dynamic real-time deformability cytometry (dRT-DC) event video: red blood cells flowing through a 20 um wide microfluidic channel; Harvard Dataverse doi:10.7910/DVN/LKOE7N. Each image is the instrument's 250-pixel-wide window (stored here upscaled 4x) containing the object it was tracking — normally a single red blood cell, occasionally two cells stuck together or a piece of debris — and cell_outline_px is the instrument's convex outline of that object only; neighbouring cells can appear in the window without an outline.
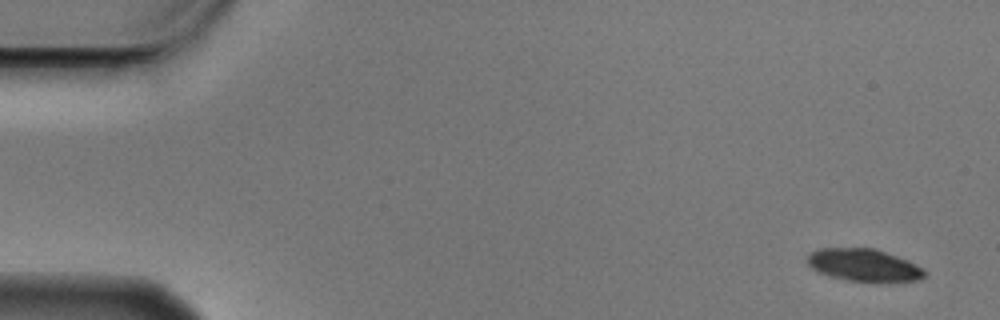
{"species": "Egyptian fruit bat (a non-hibernating species)", "species_latin": "Rousettus aegyptiacus", "temperature_condition": "cold", "stored_images_in_passage": 5, "camera_frame_rate_fps": 3000, "um_per_image_px": 0.085, "animal": {"sex": "male"}, "frame": {"image": 1, "passage_image": 1, "time_ms": 0.0, "image_size_px": [1000, 320], "cell_outline_px": [[924, 276], [920, 280], [888, 284], [844, 280], [828, 276], [812, 268], [808, 264], [808, 256], [812, 252], [820, 248], [872, 248], [908, 260], [916, 264], [924, 272]], "centroid_in_image_um": [73.46, 22.58], "position_along_channel_um": 11.5, "area_um2": 22.48}}
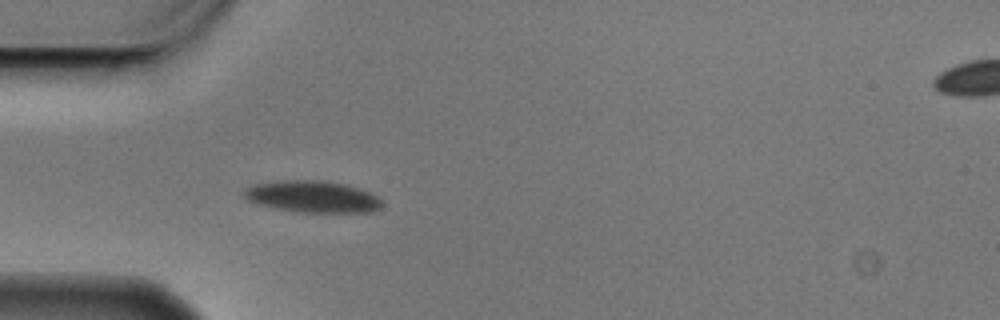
{"frame": {"image": 2, "passage_image": 5, "time_ms": 1.333, "image_size_px": [1000, 320], "cell_outline_px": [[380, 208], [372, 212], [300, 212], [272, 208], [248, 200], [244, 196], [244, 188], [252, 184], [276, 180], [324, 180], [344, 184], [360, 188], [376, 196], [380, 200]], "centroid_in_image_um": [26.51, 16.7], "position_along_channel_um": 58.5, "area_um2": 25.55}}